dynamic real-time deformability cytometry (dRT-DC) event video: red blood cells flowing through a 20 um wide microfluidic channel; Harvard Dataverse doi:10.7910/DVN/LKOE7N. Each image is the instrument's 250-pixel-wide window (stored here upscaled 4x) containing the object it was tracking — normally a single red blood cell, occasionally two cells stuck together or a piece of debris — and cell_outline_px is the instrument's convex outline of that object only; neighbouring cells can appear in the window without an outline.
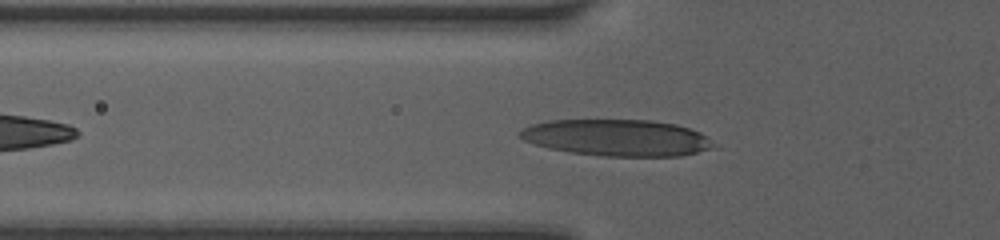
{"species": "human", "species_latin": "Homo sapiens", "temperature_condition": "room temperature", "stored_images_in_passage": 45, "camera_frame_rate_fps": 3000, "um_per_image_px": 0.085, "donor": {"sex": "female"}, "frame": {"image": 1, "passage_image": 11, "time_ms": 2.333, "image_size_px": [1000, 240], "cell_outline_px": [[712, 148], [680, 156], [604, 156], [572, 152], [548, 148], [524, 140], [516, 136], [516, 132], [532, 124], [548, 120], [652, 120], [676, 124], [700, 132], [712, 144]], "centroid_in_image_um": [52.37, 11.7], "position_along_channel_um": 73.4, "area_um2": 40.98}}
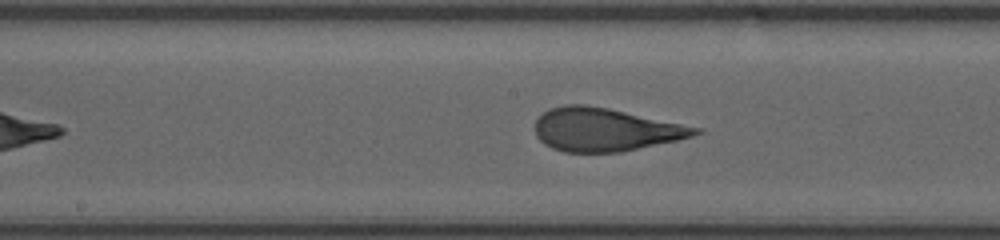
{"frame": {"image": 2, "passage_image": 24, "time_ms": 5.333, "image_size_px": [1000, 240], "cell_outline_px": [[704, 132], [692, 136], [676, 140], [620, 152], [564, 152], [552, 148], [544, 144], [536, 136], [536, 120], [548, 108], [564, 104], [584, 104], [608, 108], [704, 128]], "centroid_in_image_um": [51.45, 11.01], "position_along_channel_um": 196.8, "area_um2": 40.29}}
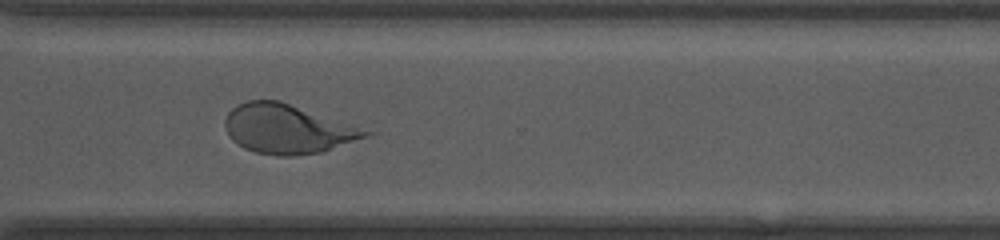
{"frame": {"image": 3, "passage_image": 36, "time_ms": 9.0, "image_size_px": [1000, 240], "cell_outline_px": [[376, 132], [320, 152], [292, 156], [276, 156], [256, 152], [244, 148], [232, 140], [228, 136], [224, 128], [224, 120], [228, 112], [236, 104], [248, 100], [280, 100]], "centroid_in_image_um": [24.37, 10.94], "position_along_channel_um": 346.2, "area_um2": 40.17}, "authors_computed_cell_mechanics": {"area_um2": 39.9398, "velocity_mm_per_s": 4.0873, "shape_relaxation_time_tau1_ms": 5.241, "shape_relaxation_time_tau2_ms": 0.6352, "deformation_change_tau1": 0.2353, "deformation_change_tau2": 0.0894}}